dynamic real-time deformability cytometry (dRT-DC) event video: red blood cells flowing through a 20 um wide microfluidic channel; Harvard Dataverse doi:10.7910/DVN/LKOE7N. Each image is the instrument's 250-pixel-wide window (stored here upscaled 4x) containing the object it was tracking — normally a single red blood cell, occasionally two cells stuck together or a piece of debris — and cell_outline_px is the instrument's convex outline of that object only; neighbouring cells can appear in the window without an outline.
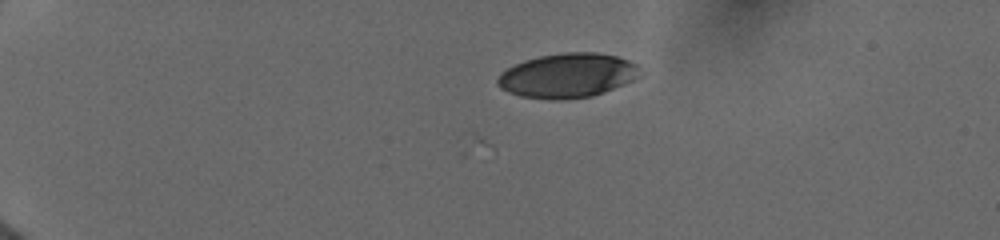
{"species": "human", "species_latin": "Homo sapiens", "temperature_condition": "cold", "stored_images_in_passage": 24, "camera_frame_rate_fps": 3000, "um_per_image_px": 0.085, "donor": {"sex": "female"}, "frame": {"image": 1, "passage_image": 1, "time_ms": 0.0, "image_size_px": [1000, 240], "cell_outline_px": [[644, 72], [640, 76], [624, 84], [604, 92], [592, 96], [560, 100], [552, 100], [520, 96], [508, 92], [500, 88], [496, 84], [496, 80], [500, 72], [524, 60], [540, 56], [564, 52], [596, 52], [616, 56], [628, 60], [636, 64]], "centroid_in_image_um": [48.24, 6.42], "position_along_channel_um": 36.8, "area_um2": 37.11}}
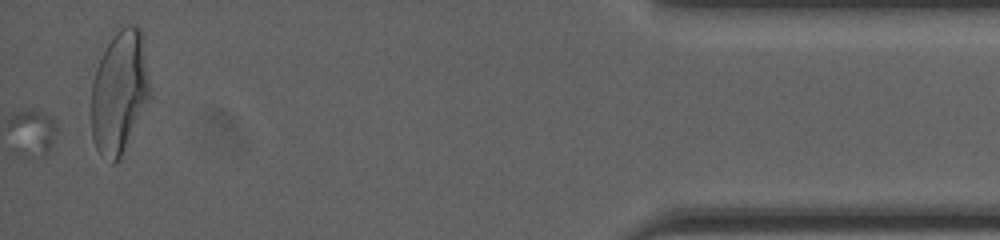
{"frame": {"image": 2, "passage_image": 24, "time_ms": 13.333, "image_size_px": [1000, 240], "cell_outline_px": [[152, 96], [120, 160], [112, 164], [100, 156], [96, 148], [92, 136], [92, 84], [96, 68], [112, 28], [116, 24], [136, 24], [140, 28], [144, 36]], "centroid_in_image_um": [10.19, 7.73], "position_along_channel_um": 425.0, "area_um2": 43.87}}